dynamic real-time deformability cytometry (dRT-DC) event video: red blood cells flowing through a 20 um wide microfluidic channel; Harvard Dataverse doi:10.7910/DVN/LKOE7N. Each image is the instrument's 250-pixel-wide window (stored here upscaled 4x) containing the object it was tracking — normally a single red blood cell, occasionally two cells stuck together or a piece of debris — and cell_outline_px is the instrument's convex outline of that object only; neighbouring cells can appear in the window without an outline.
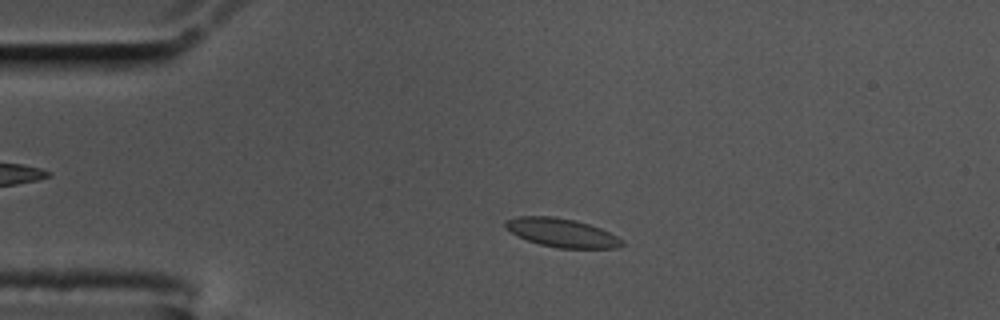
{"species": "common noctule bat (a hibernating species)", "species_latin": "Nyctalus noctula", "temperature_condition": "cold", "stored_images_in_passage": 55, "camera_frame_rate_fps": 3000, "um_per_image_px": 0.085, "animal": {"sex": "male", "body_mass_g": 17.5, "forearm_length_mm": 52.3}, "frame": {"image": 1, "passage_image": 10, "time_ms": 3.0, "image_size_px": [1000, 320], "cell_outline_px": [[624, 244], [620, 248], [560, 248], [540, 244], [528, 240], [504, 228], [504, 220], [520, 216], [556, 216], [576, 220], [600, 228], [624, 240]], "centroid_in_image_um": [47.76, 19.77], "position_along_channel_um": 37.2, "area_um2": 19.42}}
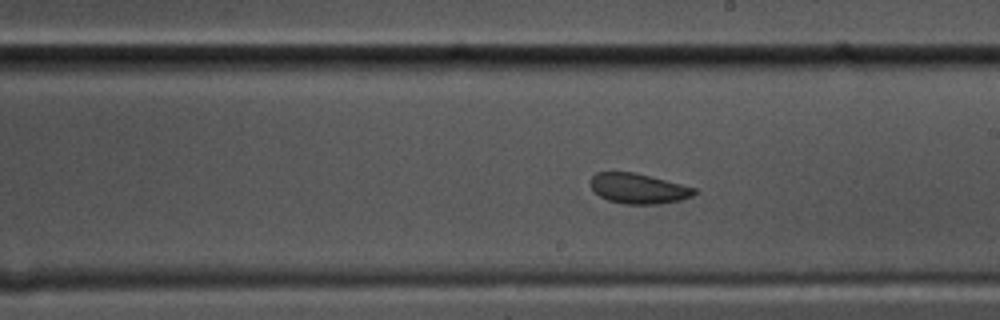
{"frame": {"image": 2, "passage_image": 30, "time_ms": 9.667, "image_size_px": [1000, 320], "cell_outline_px": [[696, 192], [692, 196], [680, 200], [660, 204], [624, 204], [608, 200], [600, 196], [588, 184], [592, 176], [596, 172], [632, 172], [696, 188]], "centroid_in_image_um": [54.22, 16.03], "position_along_channel_um": 234.8, "area_um2": 18.09}}
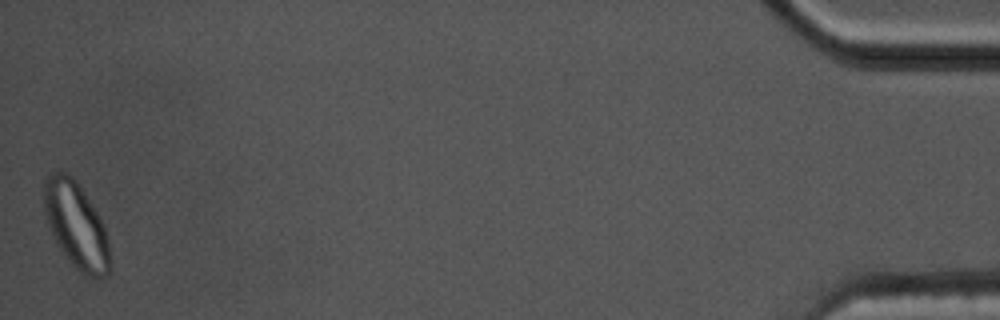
{"frame": {"image": 3, "passage_image": 55, "time_ms": 18.0, "image_size_px": [1000, 320], "cell_outline_px": [[112, 268], [108, 276], [96, 280], [84, 276], [64, 256], [56, 244], [52, 236], [44, 212], [44, 180], [52, 172], [60, 168], [72, 176], [100, 216], [108, 240]], "centroid_in_image_um": [6.48, 19.2], "position_along_channel_um": 428.7, "area_um2": 33.76}, "authors_computed_cell_mechanics": {"area_um2": 19.074, "velocity_mm_per_s": 3.4522, "shape_relaxation_time_tau1_ms": null, "shape_relaxation_time_tau2_ms": 1.0867, "deformation_change_tau1": null, "deformation_change_tau2": 0.0605}}